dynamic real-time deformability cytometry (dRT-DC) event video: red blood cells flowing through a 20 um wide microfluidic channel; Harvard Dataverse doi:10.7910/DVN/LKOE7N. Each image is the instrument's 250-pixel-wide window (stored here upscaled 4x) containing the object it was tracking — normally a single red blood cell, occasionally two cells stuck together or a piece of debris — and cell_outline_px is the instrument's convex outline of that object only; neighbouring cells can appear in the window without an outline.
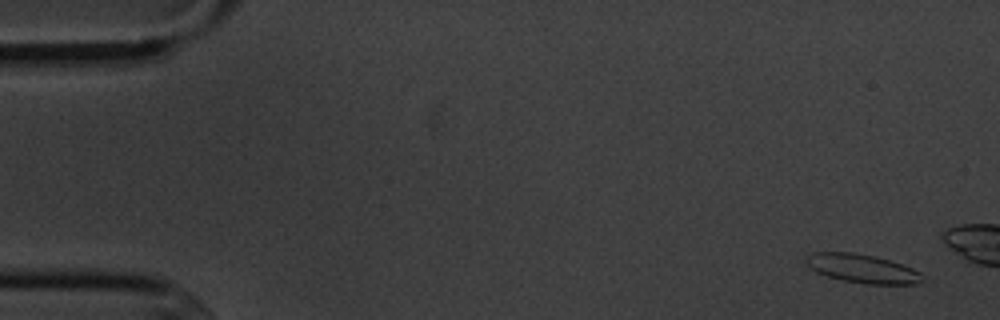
{"species": "common noctule bat (a hibernating species)", "species_latin": "Nyctalus noctula", "temperature_condition": "cold", "stored_images_in_passage": 4, "camera_frame_rate_fps": 3000, "um_per_image_px": 0.085, "animal": {"sex": "male", "body_mass_g": 20.1, "forearm_length_mm": 53.5}, "frame": {"image": 1, "passage_image": 1, "time_ms": 0.0, "image_size_px": [1000, 320], "cell_outline_px": [[924, 276], [920, 284], [864, 284], [844, 280], [828, 276], [816, 272], [804, 260], [808, 256], [816, 252], [852, 252], [876, 256], [912, 268], [920, 272]], "centroid_in_image_um": [73.33, 22.83], "position_along_channel_um": 11.7, "area_um2": 19.31}}